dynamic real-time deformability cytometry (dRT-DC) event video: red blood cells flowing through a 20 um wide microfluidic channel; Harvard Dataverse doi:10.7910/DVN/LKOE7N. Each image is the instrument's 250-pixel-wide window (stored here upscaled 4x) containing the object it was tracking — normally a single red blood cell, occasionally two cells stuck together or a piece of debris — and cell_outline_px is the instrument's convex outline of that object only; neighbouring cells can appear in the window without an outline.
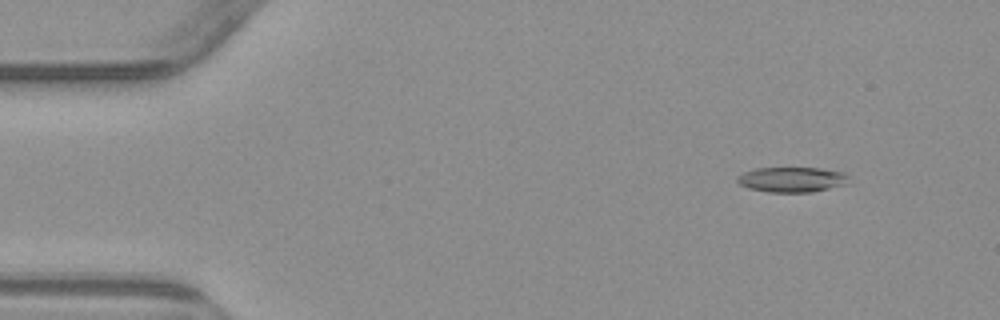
{"species": "common noctule bat (a hibernating species)", "species_latin": "Nyctalus noctula", "temperature_condition": "warm", "stored_images_in_passage": 4, "camera_frame_rate_fps": 3000, "um_per_image_px": 0.085, "animal": {"sex": "male", "body_mass_g": 23.1, "forearm_length_mm": 52.7}, "frame": {"image": 1, "passage_image": 2, "time_ms": 1.0, "image_size_px": [1000, 320], "cell_outline_px": [[852, 184], [812, 192], [768, 192], [748, 188], [740, 184], [736, 180], [736, 176], [744, 172], [756, 168], [820, 168], [844, 172], [848, 176]], "centroid_in_image_um": [67.37, 15.27], "position_along_channel_um": 17.6, "area_um2": 16.65}}
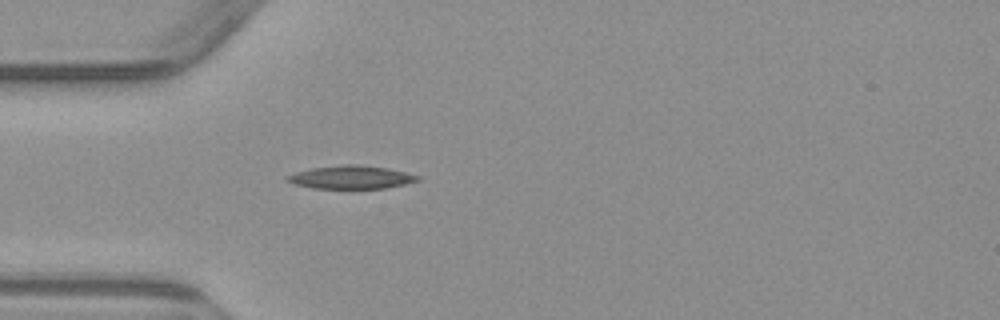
{"frame": {"image": 2, "passage_image": 4, "time_ms": 4.333, "image_size_px": [1000, 320], "cell_outline_px": [[420, 180], [404, 184], [384, 188], [312, 188], [292, 184], [284, 180], [284, 176], [296, 172], [312, 168], [344, 164], [356, 164], [388, 168], [420, 176]], "centroid_in_image_um": [29.78, 15.06], "position_along_channel_um": 55.2, "area_um2": 17.63}}